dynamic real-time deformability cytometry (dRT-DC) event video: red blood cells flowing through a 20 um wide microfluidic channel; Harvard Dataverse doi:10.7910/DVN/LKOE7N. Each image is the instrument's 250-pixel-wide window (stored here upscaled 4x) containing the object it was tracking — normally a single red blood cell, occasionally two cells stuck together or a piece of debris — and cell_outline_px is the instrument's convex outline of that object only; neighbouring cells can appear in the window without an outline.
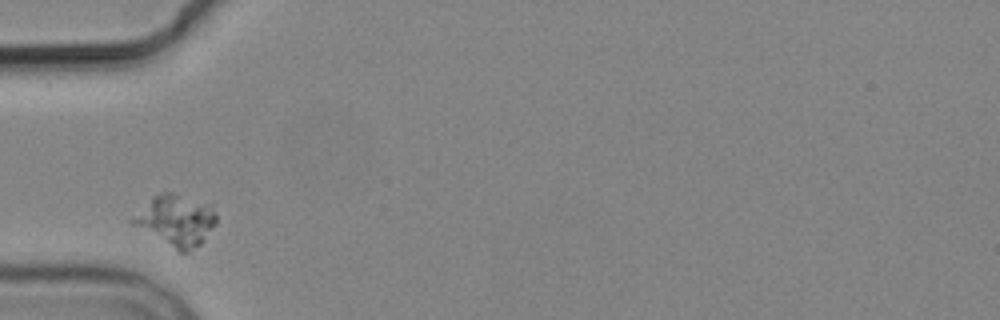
{"species": "common noctule bat (a hibernating species)", "species_latin": "Nyctalus noctula", "temperature_condition": "cold", "stored_images_in_passage": 6, "camera_frame_rate_fps": 3000, "um_per_image_px": 0.085, "animal": {"sex": "male", "body_mass_g": 19.2, "forearm_length_mm": 51.8}, "frame": {"image": 1, "passage_image": 1, "time_ms": 0.0, "image_size_px": [1000, 320], "cell_outline_px": [[216, 220], [204, 240], [200, 244], [188, 252], [176, 252], [132, 224], [128, 220], [152, 196], [160, 192], [172, 192], [212, 204], [216, 212]], "centroid_in_image_um": [14.93, 18.73], "position_along_channel_um": 70.1, "area_um2": 25.2}}
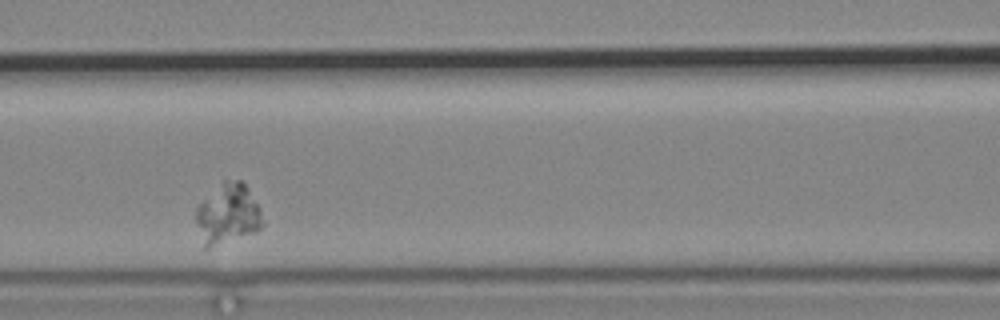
{"frame": {"image": 2, "passage_image": 3, "time_ms": 2.333, "image_size_px": [1000, 320], "cell_outline_px": [[264, 224], [256, 232], [208, 248], [204, 248], [196, 220], [196, 208], [224, 180], [240, 180], [244, 184], [260, 208]], "centroid_in_image_um": [19.38, 18.21], "position_along_channel_um": 147.2, "area_um2": 22.89}}
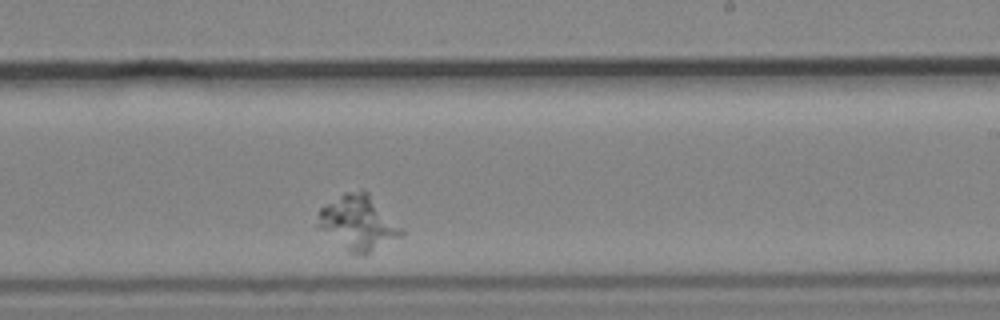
{"frame": {"image": 3, "passage_image": 6, "time_ms": 5.667, "image_size_px": [1000, 320], "cell_outline_px": [[404, 236], [360, 256], [348, 252], [316, 228], [316, 224], [320, 208], [344, 192], [360, 188], [368, 192], [404, 232]], "centroid_in_image_um": [30.39, 18.94], "position_along_channel_um": 258.6, "area_um2": 26.7}}